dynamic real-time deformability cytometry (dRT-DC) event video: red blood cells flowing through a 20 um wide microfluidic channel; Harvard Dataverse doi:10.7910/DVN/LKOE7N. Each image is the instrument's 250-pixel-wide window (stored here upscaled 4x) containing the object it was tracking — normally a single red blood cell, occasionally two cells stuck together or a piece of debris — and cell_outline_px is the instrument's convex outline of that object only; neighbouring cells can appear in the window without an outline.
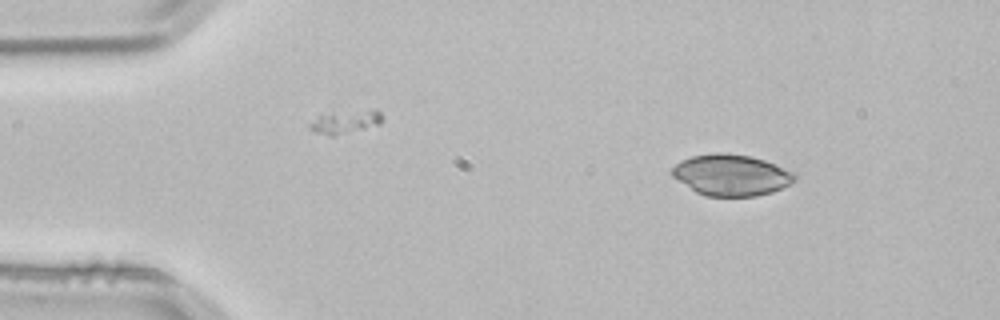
{"species": "common noctule bat (a hibernating species)", "species_latin": "Nyctalus noctula", "temperature_condition": "room temperature", "stored_images_in_passage": 2, "camera_frame_rate_fps": 3000, "um_per_image_px": 0.085, "animal": {"sex": "male", "body_mass_g": 21.5, "forearm_length_mm": 52.0}, "frame": {"image": 1, "passage_image": 1, "time_ms": 0.0, "image_size_px": [1000, 320], "cell_outline_px": [[796, 180], [792, 184], [772, 192], [756, 196], [704, 196], [696, 192], [672, 176], [672, 168], [680, 160], [692, 156], [716, 152], [724, 152], [748, 156], [764, 160], [796, 172]], "centroid_in_image_um": [62.18, 14.88], "position_along_channel_um": 22.8, "area_um2": 29.59}}
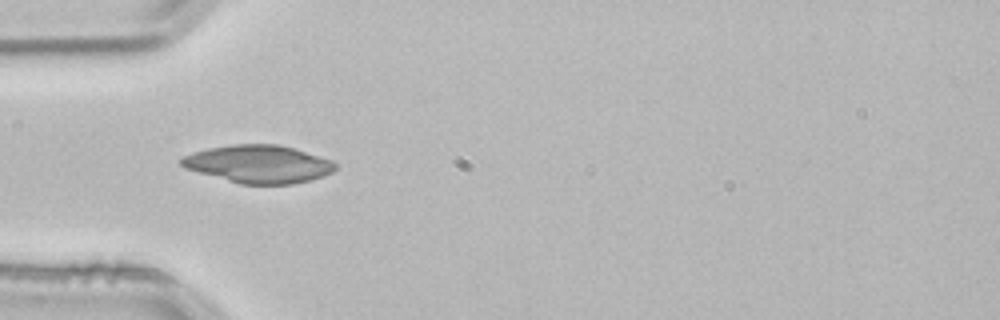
{"frame": {"image": 2, "passage_image": 2, "time_ms": 0.333, "image_size_px": [1000, 320], "cell_outline_px": [[336, 168], [332, 172], [324, 176], [292, 184], [240, 184], [184, 168], [176, 160], [192, 152], [208, 148], [232, 144], [276, 144], [292, 148], [332, 160], [336, 164]], "centroid_in_image_um": [21.93, 13.94], "position_along_channel_um": 63.1, "area_um2": 33.87}}